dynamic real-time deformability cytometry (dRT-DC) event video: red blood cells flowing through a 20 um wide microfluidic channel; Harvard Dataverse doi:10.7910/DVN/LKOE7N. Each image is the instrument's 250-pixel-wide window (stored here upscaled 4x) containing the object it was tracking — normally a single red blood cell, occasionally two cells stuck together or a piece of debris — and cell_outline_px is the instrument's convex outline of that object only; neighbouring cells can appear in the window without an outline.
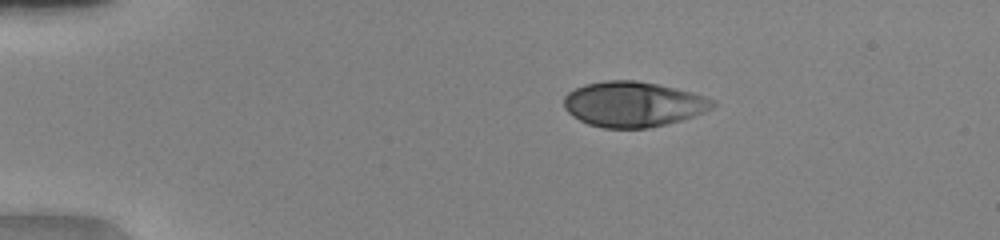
{"species": "human", "species_latin": "Homo sapiens", "temperature_condition": "warm", "stored_images_in_passage": 49, "camera_frame_rate_fps": 3000, "um_per_image_px": 0.085, "donor": {"sex": "female"}, "frame": {"image": 1, "passage_image": 8, "time_ms": 2.333, "image_size_px": [1000, 240], "cell_outline_px": [[668, 92], [652, 124], [636, 128], [620, 128], [596, 124], [584, 120], [572, 112], [568, 108], [568, 96], [580, 88], [596, 84], [644, 84], [660, 88]], "centroid_in_image_um": [52.51, 8.88], "position_along_channel_um": 32.5, "area_um2": 25.32}}
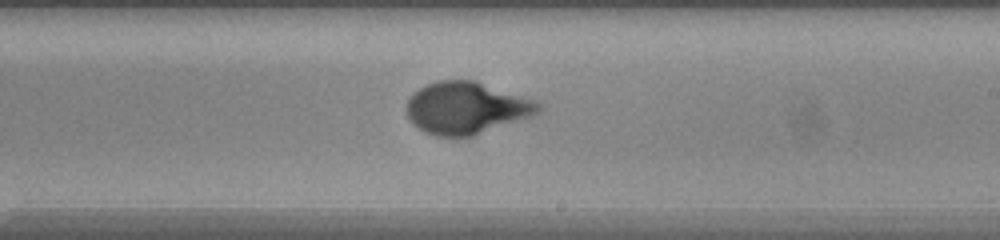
{"frame": {"image": 2, "passage_image": 29, "time_ms": 9.333, "image_size_px": [1000, 240], "cell_outline_px": [[520, 108], [504, 116], [468, 132], [452, 132], [436, 128], [428, 124], [420, 116], [416, 104], [416, 100], [424, 92], [432, 88], [452, 84], [472, 84]], "centroid_in_image_um": [39.2, 9.14], "position_along_channel_um": 249.8, "area_um2": 24.28}}
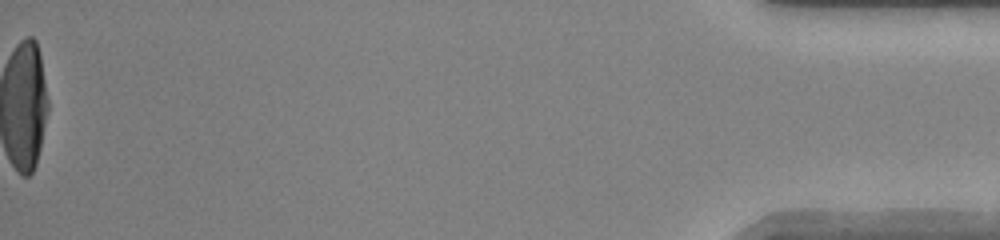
{"frame": {"image": 3, "passage_image": 49, "time_ms": 16.0, "image_size_px": [1000, 240], "cell_outline_px": [[40, 136], [36, 156], [32, 168], [28, 172], [24, 172], [12, 160], [28, 40], [32, 40], [36, 48], [40, 64]], "centroid_in_image_um": [2.44, 9.6], "position_along_channel_um": 432.8, "area_um2": 17.57}}